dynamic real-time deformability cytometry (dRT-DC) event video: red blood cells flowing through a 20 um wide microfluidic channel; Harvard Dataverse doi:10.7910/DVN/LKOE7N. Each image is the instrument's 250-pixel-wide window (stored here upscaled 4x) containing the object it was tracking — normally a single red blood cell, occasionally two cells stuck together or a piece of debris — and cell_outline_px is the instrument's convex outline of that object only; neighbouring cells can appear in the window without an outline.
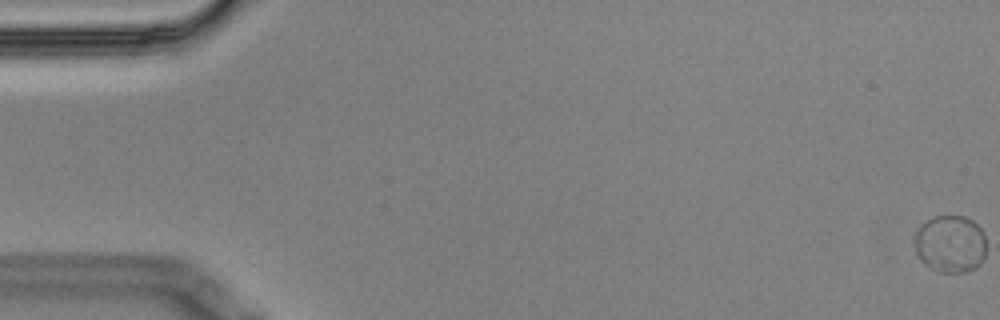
{"species": "Egyptian fruit bat (a non-hibernating species)", "species_latin": "Rousettus aegyptiacus", "temperature_condition": "cold", "stored_images_in_passage": 16, "camera_frame_rate_fps": 3000, "um_per_image_px": 0.085, "animal": {"sex": "male"}, "frame": {"image": 1, "passage_image": 1, "time_ms": 0.0, "image_size_px": [1000, 320], "cell_outline_px": [[984, 260], [980, 264], [964, 272], [940, 272], [924, 264], [920, 260], [916, 252], [916, 232], [932, 216], [964, 216], [972, 220], [980, 228], [984, 236]], "centroid_in_image_um": [80.78, 20.73], "position_along_channel_um": 4.2, "area_um2": 23.58}}
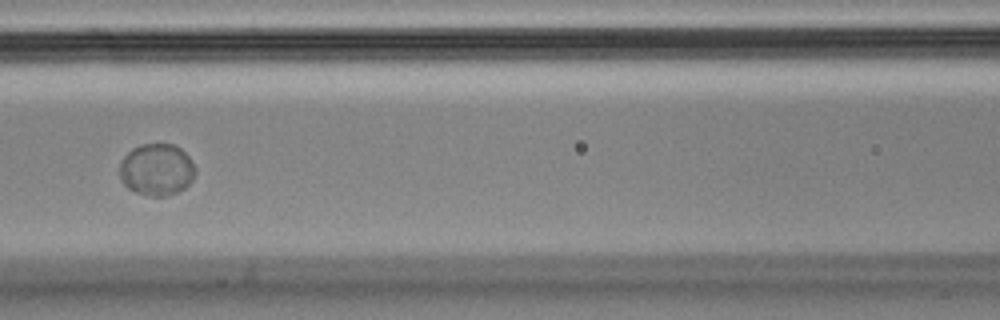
{"frame": {"image": 2, "passage_image": 7, "time_ms": 2.0, "image_size_px": [1000, 320], "cell_outline_px": [[196, 172], [192, 180], [184, 188], [176, 192], [164, 196], [148, 196], [136, 192], [128, 188], [124, 184], [120, 176], [120, 164], [124, 156], [132, 148], [140, 144], [172, 144], [180, 148], [188, 156], [196, 168]], "centroid_in_image_um": [13.32, 14.41], "position_along_channel_um": 153.3, "area_um2": 22.83}}
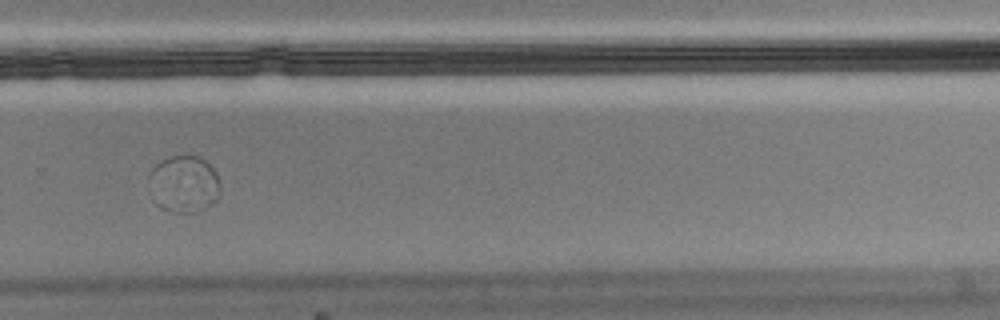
{"frame": {"image": 3, "passage_image": 11, "time_ms": 3.333, "image_size_px": [1000, 320], "cell_outline_px": [[220, 188], [216, 200], [204, 208], [196, 212], [176, 212], [148, 176], [152, 168], [160, 160], [172, 156], [200, 156], [216, 172], [220, 180]], "centroid_in_image_um": [15.82, 15.52], "position_along_channel_um": 314.0, "area_um2": 21.56}}